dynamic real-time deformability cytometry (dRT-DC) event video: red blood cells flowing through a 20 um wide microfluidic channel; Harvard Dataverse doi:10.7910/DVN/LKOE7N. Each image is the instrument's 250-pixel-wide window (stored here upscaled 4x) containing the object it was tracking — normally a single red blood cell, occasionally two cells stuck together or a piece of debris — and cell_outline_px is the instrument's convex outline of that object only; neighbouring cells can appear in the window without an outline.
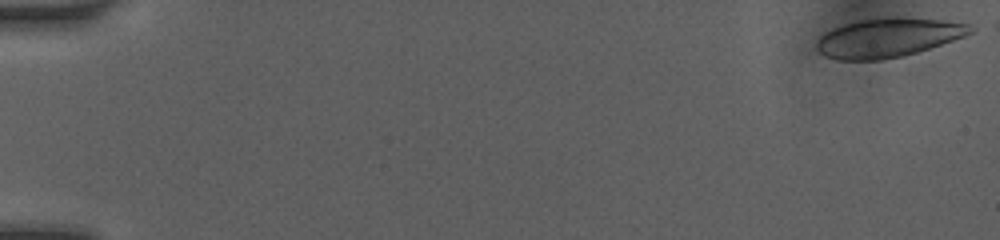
{"species": "human", "species_latin": "Homo sapiens", "temperature_condition": "room temperature", "stored_images_in_passage": 19, "camera_frame_rate_fps": 3000, "um_per_image_px": 0.085, "donor": {"sex": "female"}, "frame": {"image": 1, "passage_image": 1, "time_ms": 0.0, "image_size_px": [1000, 240], "cell_outline_px": [[976, 28], [972, 32], [964, 36], [904, 56], [880, 60], [836, 60], [824, 56], [816, 48], [816, 40], [820, 36], [832, 28], [844, 24], [860, 20], [880, 16], [896, 16], [944, 20], [968, 24]], "centroid_in_image_um": [75.45, 3.19], "position_along_channel_um": 9.6, "area_um2": 35.26}}
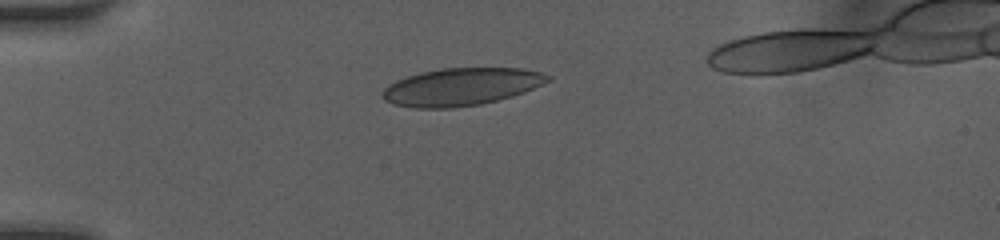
{"frame": {"image": 2, "passage_image": 15, "time_ms": 4.333, "image_size_px": [1000, 240], "cell_outline_px": [[552, 80], [524, 92], [512, 96], [480, 104], [452, 108], [416, 108], [392, 104], [384, 100], [380, 96], [380, 92], [388, 84], [396, 80], [420, 72], [440, 68], [524, 68], [544, 72], [552, 76]], "centroid_in_image_um": [39.2, 7.37], "position_along_channel_um": 45.8, "area_um2": 36.53}}
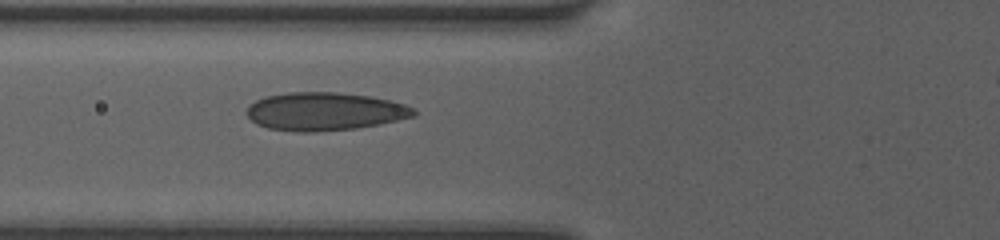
{"frame": {"image": 3, "passage_image": 19, "time_ms": 6.333, "image_size_px": [1000, 240], "cell_outline_px": [[416, 116], [356, 128], [312, 132], [300, 132], [268, 128], [256, 124], [244, 112], [248, 104], [264, 96], [288, 92], [336, 92], [368, 96], [388, 100], [404, 104], [412, 108], [416, 112]], "centroid_in_image_um": [27.52, 9.47], "position_along_channel_um": 98.3, "area_um2": 36.99}}